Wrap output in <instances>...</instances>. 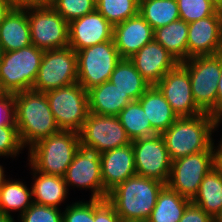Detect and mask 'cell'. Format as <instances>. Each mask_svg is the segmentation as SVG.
Returning <instances> with one entry per match:
<instances>
[{
	"instance_id": "obj_19",
	"label": "cell",
	"mask_w": 222,
	"mask_h": 222,
	"mask_svg": "<svg viewBox=\"0 0 222 222\" xmlns=\"http://www.w3.org/2000/svg\"><path fill=\"white\" fill-rule=\"evenodd\" d=\"M130 60L150 86H156L179 63L155 40L144 45Z\"/></svg>"
},
{
	"instance_id": "obj_5",
	"label": "cell",
	"mask_w": 222,
	"mask_h": 222,
	"mask_svg": "<svg viewBox=\"0 0 222 222\" xmlns=\"http://www.w3.org/2000/svg\"><path fill=\"white\" fill-rule=\"evenodd\" d=\"M44 50L31 44L4 52L0 60V92L16 94L31 90L36 81Z\"/></svg>"
},
{
	"instance_id": "obj_47",
	"label": "cell",
	"mask_w": 222,
	"mask_h": 222,
	"mask_svg": "<svg viewBox=\"0 0 222 222\" xmlns=\"http://www.w3.org/2000/svg\"><path fill=\"white\" fill-rule=\"evenodd\" d=\"M221 123H222V115L216 118V130L218 129ZM220 139H221V142L219 143V145L222 147V137Z\"/></svg>"
},
{
	"instance_id": "obj_23",
	"label": "cell",
	"mask_w": 222,
	"mask_h": 222,
	"mask_svg": "<svg viewBox=\"0 0 222 222\" xmlns=\"http://www.w3.org/2000/svg\"><path fill=\"white\" fill-rule=\"evenodd\" d=\"M153 130L162 134L178 118L156 86H150L138 99Z\"/></svg>"
},
{
	"instance_id": "obj_10",
	"label": "cell",
	"mask_w": 222,
	"mask_h": 222,
	"mask_svg": "<svg viewBox=\"0 0 222 222\" xmlns=\"http://www.w3.org/2000/svg\"><path fill=\"white\" fill-rule=\"evenodd\" d=\"M214 167V151H201L172 161L166 185L182 197L193 200L199 186Z\"/></svg>"
},
{
	"instance_id": "obj_7",
	"label": "cell",
	"mask_w": 222,
	"mask_h": 222,
	"mask_svg": "<svg viewBox=\"0 0 222 222\" xmlns=\"http://www.w3.org/2000/svg\"><path fill=\"white\" fill-rule=\"evenodd\" d=\"M45 94L58 128L79 133L89 113L87 91L75 82Z\"/></svg>"
},
{
	"instance_id": "obj_42",
	"label": "cell",
	"mask_w": 222,
	"mask_h": 222,
	"mask_svg": "<svg viewBox=\"0 0 222 222\" xmlns=\"http://www.w3.org/2000/svg\"><path fill=\"white\" fill-rule=\"evenodd\" d=\"M12 9L10 0H0V25Z\"/></svg>"
},
{
	"instance_id": "obj_15",
	"label": "cell",
	"mask_w": 222,
	"mask_h": 222,
	"mask_svg": "<svg viewBox=\"0 0 222 222\" xmlns=\"http://www.w3.org/2000/svg\"><path fill=\"white\" fill-rule=\"evenodd\" d=\"M177 117H192L203 112L194 102L187 69L178 63L156 85Z\"/></svg>"
},
{
	"instance_id": "obj_35",
	"label": "cell",
	"mask_w": 222,
	"mask_h": 222,
	"mask_svg": "<svg viewBox=\"0 0 222 222\" xmlns=\"http://www.w3.org/2000/svg\"><path fill=\"white\" fill-rule=\"evenodd\" d=\"M23 149L15 122L0 126V156L15 158Z\"/></svg>"
},
{
	"instance_id": "obj_6",
	"label": "cell",
	"mask_w": 222,
	"mask_h": 222,
	"mask_svg": "<svg viewBox=\"0 0 222 222\" xmlns=\"http://www.w3.org/2000/svg\"><path fill=\"white\" fill-rule=\"evenodd\" d=\"M188 71L194 102L203 112L216 118L218 81L222 74V52L191 57L181 63Z\"/></svg>"
},
{
	"instance_id": "obj_14",
	"label": "cell",
	"mask_w": 222,
	"mask_h": 222,
	"mask_svg": "<svg viewBox=\"0 0 222 222\" xmlns=\"http://www.w3.org/2000/svg\"><path fill=\"white\" fill-rule=\"evenodd\" d=\"M80 142L100 153L132 143L117 116L88 113L79 132Z\"/></svg>"
},
{
	"instance_id": "obj_49",
	"label": "cell",
	"mask_w": 222,
	"mask_h": 222,
	"mask_svg": "<svg viewBox=\"0 0 222 222\" xmlns=\"http://www.w3.org/2000/svg\"><path fill=\"white\" fill-rule=\"evenodd\" d=\"M213 222H222V210L213 218Z\"/></svg>"
},
{
	"instance_id": "obj_34",
	"label": "cell",
	"mask_w": 222,
	"mask_h": 222,
	"mask_svg": "<svg viewBox=\"0 0 222 222\" xmlns=\"http://www.w3.org/2000/svg\"><path fill=\"white\" fill-rule=\"evenodd\" d=\"M52 7L68 23L96 10V0H54Z\"/></svg>"
},
{
	"instance_id": "obj_8",
	"label": "cell",
	"mask_w": 222,
	"mask_h": 222,
	"mask_svg": "<svg viewBox=\"0 0 222 222\" xmlns=\"http://www.w3.org/2000/svg\"><path fill=\"white\" fill-rule=\"evenodd\" d=\"M77 53V82L87 91L109 81L117 63L122 59L113 39L86 47Z\"/></svg>"
},
{
	"instance_id": "obj_21",
	"label": "cell",
	"mask_w": 222,
	"mask_h": 222,
	"mask_svg": "<svg viewBox=\"0 0 222 222\" xmlns=\"http://www.w3.org/2000/svg\"><path fill=\"white\" fill-rule=\"evenodd\" d=\"M0 43L4 52L16 51L32 44L28 9H12L0 25Z\"/></svg>"
},
{
	"instance_id": "obj_41",
	"label": "cell",
	"mask_w": 222,
	"mask_h": 222,
	"mask_svg": "<svg viewBox=\"0 0 222 222\" xmlns=\"http://www.w3.org/2000/svg\"><path fill=\"white\" fill-rule=\"evenodd\" d=\"M13 9L27 10L30 8L51 7L54 0H10Z\"/></svg>"
},
{
	"instance_id": "obj_43",
	"label": "cell",
	"mask_w": 222,
	"mask_h": 222,
	"mask_svg": "<svg viewBox=\"0 0 222 222\" xmlns=\"http://www.w3.org/2000/svg\"><path fill=\"white\" fill-rule=\"evenodd\" d=\"M222 115V74L218 81L217 100H216V118Z\"/></svg>"
},
{
	"instance_id": "obj_9",
	"label": "cell",
	"mask_w": 222,
	"mask_h": 222,
	"mask_svg": "<svg viewBox=\"0 0 222 222\" xmlns=\"http://www.w3.org/2000/svg\"><path fill=\"white\" fill-rule=\"evenodd\" d=\"M77 78V53L72 48L46 50L32 89L46 93L73 84Z\"/></svg>"
},
{
	"instance_id": "obj_3",
	"label": "cell",
	"mask_w": 222,
	"mask_h": 222,
	"mask_svg": "<svg viewBox=\"0 0 222 222\" xmlns=\"http://www.w3.org/2000/svg\"><path fill=\"white\" fill-rule=\"evenodd\" d=\"M216 131V118L208 113L192 117H178L161 136L171 161L198 153L215 151L212 132Z\"/></svg>"
},
{
	"instance_id": "obj_31",
	"label": "cell",
	"mask_w": 222,
	"mask_h": 222,
	"mask_svg": "<svg viewBox=\"0 0 222 222\" xmlns=\"http://www.w3.org/2000/svg\"><path fill=\"white\" fill-rule=\"evenodd\" d=\"M117 117L131 141L157 134L138 100L129 102Z\"/></svg>"
},
{
	"instance_id": "obj_30",
	"label": "cell",
	"mask_w": 222,
	"mask_h": 222,
	"mask_svg": "<svg viewBox=\"0 0 222 222\" xmlns=\"http://www.w3.org/2000/svg\"><path fill=\"white\" fill-rule=\"evenodd\" d=\"M139 14L154 30L180 19L177 0H139Z\"/></svg>"
},
{
	"instance_id": "obj_1",
	"label": "cell",
	"mask_w": 222,
	"mask_h": 222,
	"mask_svg": "<svg viewBox=\"0 0 222 222\" xmlns=\"http://www.w3.org/2000/svg\"><path fill=\"white\" fill-rule=\"evenodd\" d=\"M14 122L23 147L60 131L45 93L25 90L14 94Z\"/></svg>"
},
{
	"instance_id": "obj_20",
	"label": "cell",
	"mask_w": 222,
	"mask_h": 222,
	"mask_svg": "<svg viewBox=\"0 0 222 222\" xmlns=\"http://www.w3.org/2000/svg\"><path fill=\"white\" fill-rule=\"evenodd\" d=\"M100 161L103 187L108 193L136 175L132 143L101 153Z\"/></svg>"
},
{
	"instance_id": "obj_17",
	"label": "cell",
	"mask_w": 222,
	"mask_h": 222,
	"mask_svg": "<svg viewBox=\"0 0 222 222\" xmlns=\"http://www.w3.org/2000/svg\"><path fill=\"white\" fill-rule=\"evenodd\" d=\"M69 47L75 52L112 40L113 25L95 10L68 23Z\"/></svg>"
},
{
	"instance_id": "obj_2",
	"label": "cell",
	"mask_w": 222,
	"mask_h": 222,
	"mask_svg": "<svg viewBox=\"0 0 222 222\" xmlns=\"http://www.w3.org/2000/svg\"><path fill=\"white\" fill-rule=\"evenodd\" d=\"M165 183L142 176H132L112 189L106 200L122 222L147 221Z\"/></svg>"
},
{
	"instance_id": "obj_50",
	"label": "cell",
	"mask_w": 222,
	"mask_h": 222,
	"mask_svg": "<svg viewBox=\"0 0 222 222\" xmlns=\"http://www.w3.org/2000/svg\"><path fill=\"white\" fill-rule=\"evenodd\" d=\"M3 53H4V51H3L2 45L0 43V60H1L2 56H3Z\"/></svg>"
},
{
	"instance_id": "obj_18",
	"label": "cell",
	"mask_w": 222,
	"mask_h": 222,
	"mask_svg": "<svg viewBox=\"0 0 222 222\" xmlns=\"http://www.w3.org/2000/svg\"><path fill=\"white\" fill-rule=\"evenodd\" d=\"M112 39L120 57L130 59L144 45L154 40V29L138 13L114 25Z\"/></svg>"
},
{
	"instance_id": "obj_33",
	"label": "cell",
	"mask_w": 222,
	"mask_h": 222,
	"mask_svg": "<svg viewBox=\"0 0 222 222\" xmlns=\"http://www.w3.org/2000/svg\"><path fill=\"white\" fill-rule=\"evenodd\" d=\"M180 19L187 23L214 15L218 8L210 0H177Z\"/></svg>"
},
{
	"instance_id": "obj_13",
	"label": "cell",
	"mask_w": 222,
	"mask_h": 222,
	"mask_svg": "<svg viewBox=\"0 0 222 222\" xmlns=\"http://www.w3.org/2000/svg\"><path fill=\"white\" fill-rule=\"evenodd\" d=\"M136 175L167 183L172 161L161 134L132 141Z\"/></svg>"
},
{
	"instance_id": "obj_26",
	"label": "cell",
	"mask_w": 222,
	"mask_h": 222,
	"mask_svg": "<svg viewBox=\"0 0 222 222\" xmlns=\"http://www.w3.org/2000/svg\"><path fill=\"white\" fill-rule=\"evenodd\" d=\"M109 81L116 85L121 92L127 94L132 101L138 100L150 87L128 58H122L117 63Z\"/></svg>"
},
{
	"instance_id": "obj_29",
	"label": "cell",
	"mask_w": 222,
	"mask_h": 222,
	"mask_svg": "<svg viewBox=\"0 0 222 222\" xmlns=\"http://www.w3.org/2000/svg\"><path fill=\"white\" fill-rule=\"evenodd\" d=\"M24 184L8 178L0 188V212L11 216V211H18L21 215L32 205V190Z\"/></svg>"
},
{
	"instance_id": "obj_32",
	"label": "cell",
	"mask_w": 222,
	"mask_h": 222,
	"mask_svg": "<svg viewBox=\"0 0 222 222\" xmlns=\"http://www.w3.org/2000/svg\"><path fill=\"white\" fill-rule=\"evenodd\" d=\"M96 10L114 26L139 13V0H96Z\"/></svg>"
},
{
	"instance_id": "obj_4",
	"label": "cell",
	"mask_w": 222,
	"mask_h": 222,
	"mask_svg": "<svg viewBox=\"0 0 222 222\" xmlns=\"http://www.w3.org/2000/svg\"><path fill=\"white\" fill-rule=\"evenodd\" d=\"M79 142V133L60 130L29 148L28 164L38 172L64 177Z\"/></svg>"
},
{
	"instance_id": "obj_44",
	"label": "cell",
	"mask_w": 222,
	"mask_h": 222,
	"mask_svg": "<svg viewBox=\"0 0 222 222\" xmlns=\"http://www.w3.org/2000/svg\"><path fill=\"white\" fill-rule=\"evenodd\" d=\"M214 167L222 175V147L219 144H218V146H215V151H214Z\"/></svg>"
},
{
	"instance_id": "obj_28",
	"label": "cell",
	"mask_w": 222,
	"mask_h": 222,
	"mask_svg": "<svg viewBox=\"0 0 222 222\" xmlns=\"http://www.w3.org/2000/svg\"><path fill=\"white\" fill-rule=\"evenodd\" d=\"M193 203L214 218L222 210V175L212 167L202 180Z\"/></svg>"
},
{
	"instance_id": "obj_11",
	"label": "cell",
	"mask_w": 222,
	"mask_h": 222,
	"mask_svg": "<svg viewBox=\"0 0 222 222\" xmlns=\"http://www.w3.org/2000/svg\"><path fill=\"white\" fill-rule=\"evenodd\" d=\"M101 153L94 147L79 142L78 150L64 176L68 191L70 186L91 189V199H106L101 176Z\"/></svg>"
},
{
	"instance_id": "obj_24",
	"label": "cell",
	"mask_w": 222,
	"mask_h": 222,
	"mask_svg": "<svg viewBox=\"0 0 222 222\" xmlns=\"http://www.w3.org/2000/svg\"><path fill=\"white\" fill-rule=\"evenodd\" d=\"M29 166L34 174L32 175L34 182L30 187L33 202L58 208L69 194L64 177L44 174Z\"/></svg>"
},
{
	"instance_id": "obj_40",
	"label": "cell",
	"mask_w": 222,
	"mask_h": 222,
	"mask_svg": "<svg viewBox=\"0 0 222 222\" xmlns=\"http://www.w3.org/2000/svg\"><path fill=\"white\" fill-rule=\"evenodd\" d=\"M179 222H213V218L191 201Z\"/></svg>"
},
{
	"instance_id": "obj_38",
	"label": "cell",
	"mask_w": 222,
	"mask_h": 222,
	"mask_svg": "<svg viewBox=\"0 0 222 222\" xmlns=\"http://www.w3.org/2000/svg\"><path fill=\"white\" fill-rule=\"evenodd\" d=\"M94 222H122L106 199H94Z\"/></svg>"
},
{
	"instance_id": "obj_22",
	"label": "cell",
	"mask_w": 222,
	"mask_h": 222,
	"mask_svg": "<svg viewBox=\"0 0 222 222\" xmlns=\"http://www.w3.org/2000/svg\"><path fill=\"white\" fill-rule=\"evenodd\" d=\"M90 113L117 116L132 100L121 92L116 85L106 81L87 90Z\"/></svg>"
},
{
	"instance_id": "obj_36",
	"label": "cell",
	"mask_w": 222,
	"mask_h": 222,
	"mask_svg": "<svg viewBox=\"0 0 222 222\" xmlns=\"http://www.w3.org/2000/svg\"><path fill=\"white\" fill-rule=\"evenodd\" d=\"M19 218L20 222H63V213L59 208L33 202Z\"/></svg>"
},
{
	"instance_id": "obj_46",
	"label": "cell",
	"mask_w": 222,
	"mask_h": 222,
	"mask_svg": "<svg viewBox=\"0 0 222 222\" xmlns=\"http://www.w3.org/2000/svg\"><path fill=\"white\" fill-rule=\"evenodd\" d=\"M4 172H5L4 168L2 167V165H0V188L7 181V178Z\"/></svg>"
},
{
	"instance_id": "obj_37",
	"label": "cell",
	"mask_w": 222,
	"mask_h": 222,
	"mask_svg": "<svg viewBox=\"0 0 222 222\" xmlns=\"http://www.w3.org/2000/svg\"><path fill=\"white\" fill-rule=\"evenodd\" d=\"M62 213L63 222H94V199L74 202Z\"/></svg>"
},
{
	"instance_id": "obj_45",
	"label": "cell",
	"mask_w": 222,
	"mask_h": 222,
	"mask_svg": "<svg viewBox=\"0 0 222 222\" xmlns=\"http://www.w3.org/2000/svg\"><path fill=\"white\" fill-rule=\"evenodd\" d=\"M0 222H15L14 217L0 212Z\"/></svg>"
},
{
	"instance_id": "obj_27",
	"label": "cell",
	"mask_w": 222,
	"mask_h": 222,
	"mask_svg": "<svg viewBox=\"0 0 222 222\" xmlns=\"http://www.w3.org/2000/svg\"><path fill=\"white\" fill-rule=\"evenodd\" d=\"M191 200H188L165 185L157 197L150 217L146 222H179Z\"/></svg>"
},
{
	"instance_id": "obj_48",
	"label": "cell",
	"mask_w": 222,
	"mask_h": 222,
	"mask_svg": "<svg viewBox=\"0 0 222 222\" xmlns=\"http://www.w3.org/2000/svg\"><path fill=\"white\" fill-rule=\"evenodd\" d=\"M218 10H222V0H210Z\"/></svg>"
},
{
	"instance_id": "obj_25",
	"label": "cell",
	"mask_w": 222,
	"mask_h": 222,
	"mask_svg": "<svg viewBox=\"0 0 222 222\" xmlns=\"http://www.w3.org/2000/svg\"><path fill=\"white\" fill-rule=\"evenodd\" d=\"M188 23L182 19L154 30V40L161 44L179 63L188 60Z\"/></svg>"
},
{
	"instance_id": "obj_16",
	"label": "cell",
	"mask_w": 222,
	"mask_h": 222,
	"mask_svg": "<svg viewBox=\"0 0 222 222\" xmlns=\"http://www.w3.org/2000/svg\"><path fill=\"white\" fill-rule=\"evenodd\" d=\"M188 59L222 52V10L188 23Z\"/></svg>"
},
{
	"instance_id": "obj_12",
	"label": "cell",
	"mask_w": 222,
	"mask_h": 222,
	"mask_svg": "<svg viewBox=\"0 0 222 222\" xmlns=\"http://www.w3.org/2000/svg\"><path fill=\"white\" fill-rule=\"evenodd\" d=\"M28 20L33 45L44 51L68 47V22L52 6L28 9Z\"/></svg>"
},
{
	"instance_id": "obj_39",
	"label": "cell",
	"mask_w": 222,
	"mask_h": 222,
	"mask_svg": "<svg viewBox=\"0 0 222 222\" xmlns=\"http://www.w3.org/2000/svg\"><path fill=\"white\" fill-rule=\"evenodd\" d=\"M14 121V94L0 92V126Z\"/></svg>"
}]
</instances>
